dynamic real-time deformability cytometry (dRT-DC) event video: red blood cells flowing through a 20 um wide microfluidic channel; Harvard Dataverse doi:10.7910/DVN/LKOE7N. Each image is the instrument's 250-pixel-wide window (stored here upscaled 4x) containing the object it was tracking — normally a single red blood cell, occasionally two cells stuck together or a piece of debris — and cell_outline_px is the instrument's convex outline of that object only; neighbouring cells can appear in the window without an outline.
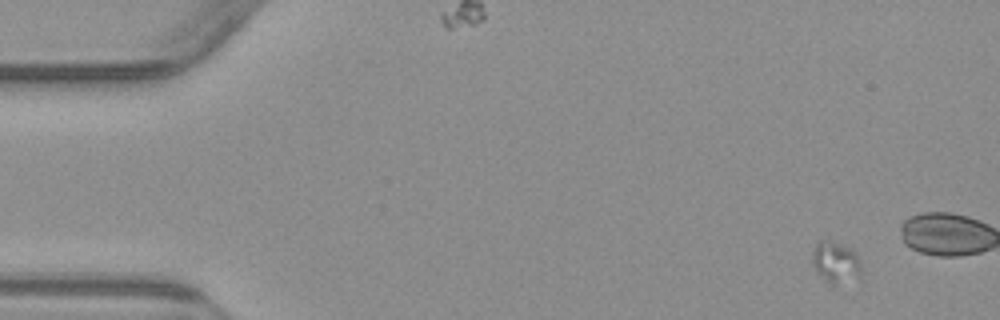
{"species": "common noctule bat (a hibernating species)", "species_latin": "Nyctalus noctula", "temperature_condition": "warm", "stored_images_in_passage": 5, "segment_of_instrument_passage": [1, 2], "camera_frame_rate_fps": 3000, "um_per_image_px": 0.085, "animal": {"sex": "male", "body_mass_g": 23.1, "forearm_length_mm": 52.7}, "frame": {"image": 1, "passage_image": 1, "time_ms": 0.0, "image_size_px": [1000, 320], "cell_outline_px": [[860, 280], [832, 288], [828, 284], [812, 264], [812, 252], [816, 244], [820, 240], [832, 240], [852, 248], [856, 252], [860, 264]], "centroid_in_image_um": [71.07, 22.35], "position_along_channel_um": 13.9, "area_um2": 12.48}}
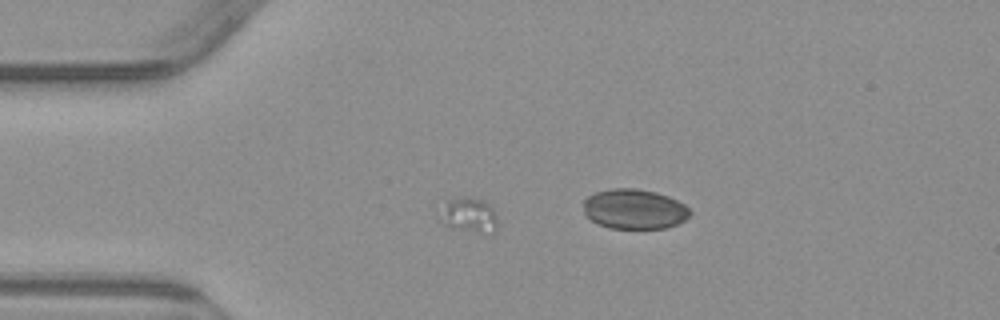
{"frame": {"image": 2, "passage_image": 4, "time_ms": 3.667, "image_size_px": [1000, 320], "cell_outline_px": [[496, 232], [480, 232], [452, 228], [444, 224], [436, 216], [448, 200], [480, 200], [488, 204], [492, 208], [496, 216]], "centroid_in_image_um": [39.83, 18.34], "position_along_channel_um": 45.2, "area_um2": 11.1}}